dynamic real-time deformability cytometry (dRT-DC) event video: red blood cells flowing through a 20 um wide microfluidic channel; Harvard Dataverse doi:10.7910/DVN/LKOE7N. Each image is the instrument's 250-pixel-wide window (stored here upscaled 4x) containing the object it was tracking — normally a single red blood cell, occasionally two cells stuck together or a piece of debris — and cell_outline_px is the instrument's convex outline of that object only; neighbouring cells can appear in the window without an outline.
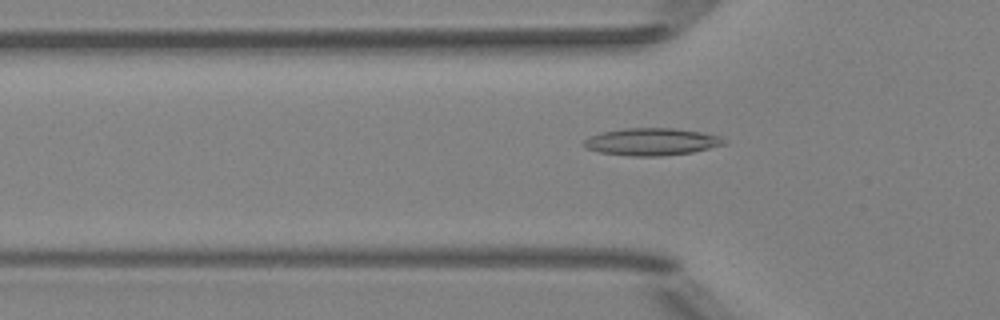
{"species": "Egyptian fruit bat (a non-hibernating species)", "species_latin": "Rousettus aegyptiacus", "temperature_condition": "room temperature", "stored_images_in_passage": 37, "camera_frame_rate_fps": 3000, "um_per_image_px": 0.085, "animal": {"sex": "female"}, "frame": {"image": 1, "passage_image": 3, "time_ms": 0.667, "image_size_px": [1000, 320], "cell_outline_px": [[728, 144], [692, 152], [660, 156], [636, 156], [600, 152], [584, 148], [580, 144], [588, 136], [600, 132], [624, 128], [672, 128], [700, 132], [720, 136]], "centroid_in_image_um": [55.34, 12.04], "position_along_channel_um": 70.5, "area_um2": 22.37}}
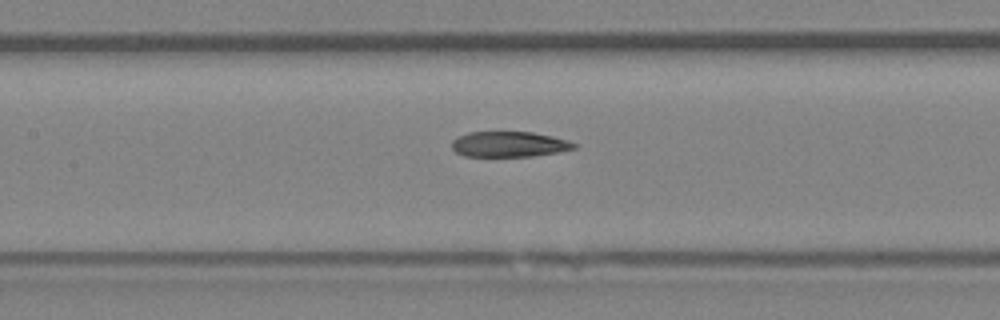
{"frame": {"image": 2, "passage_image": 10, "time_ms": 3.0, "image_size_px": [1000, 320], "cell_outline_px": [[576, 148], [560, 152], [532, 156], [464, 156], [456, 152], [452, 148], [452, 140], [456, 136], [468, 132], [532, 132], [552, 136], [568, 140], [576, 144]], "centroid_in_image_um": [43.26, 12.26], "position_along_channel_um": 164.1, "area_um2": 18.21}}
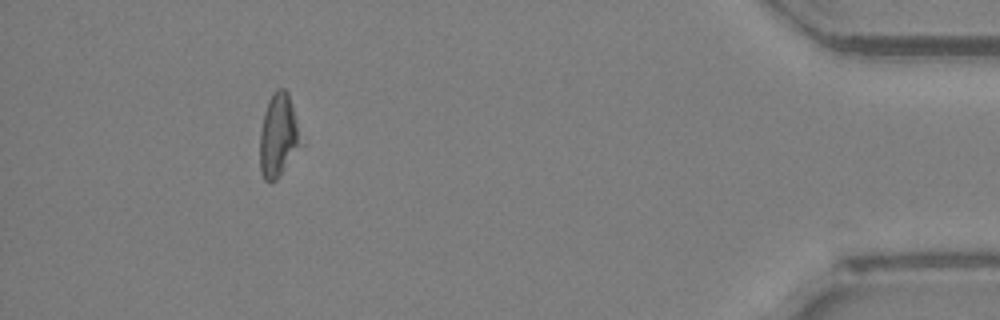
{"frame": {"image": 3, "passage_image": 33, "time_ms": 10.667, "image_size_px": [1000, 320], "cell_outline_px": [[296, 144], [276, 180], [264, 180], [260, 172], [260, 132], [264, 112], [268, 100], [272, 92], [276, 88], [284, 88], [288, 92], [292, 108], [296, 128]], "centroid_in_image_um": [23.53, 11.43], "position_along_channel_um": 411.7, "area_um2": 18.15}}